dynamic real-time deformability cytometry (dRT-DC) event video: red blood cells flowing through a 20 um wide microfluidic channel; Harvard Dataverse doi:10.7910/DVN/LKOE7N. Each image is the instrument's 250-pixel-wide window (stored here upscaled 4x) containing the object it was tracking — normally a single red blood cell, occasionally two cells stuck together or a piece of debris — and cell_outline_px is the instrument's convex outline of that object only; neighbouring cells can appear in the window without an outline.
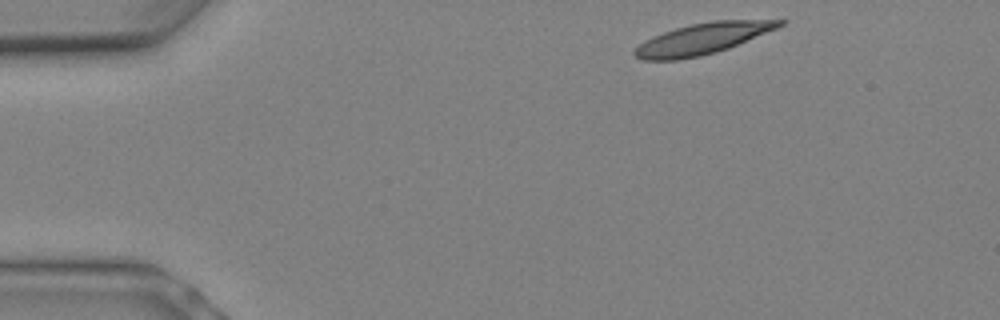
{"species": "Egyptian fruit bat (a non-hibernating species)", "species_latin": "Rousettus aegyptiacus", "temperature_condition": "warm", "stored_images_in_passage": 6, "camera_frame_rate_fps": 3000, "um_per_image_px": 0.085, "animal": {"sex": "female"}, "frame": {"image": 1, "passage_image": 1, "time_ms": 0.0, "image_size_px": [1000, 320], "cell_outline_px": [[788, 20], [784, 24], [776, 28], [728, 48], [716, 52], [700, 56], [676, 60], [644, 60], [636, 56], [632, 52], [644, 40], [652, 36], [676, 28], [692, 24], [712, 20]], "centroid_in_image_um": [59.68, 3.29], "position_along_channel_um": 25.3, "area_um2": 25.84}}
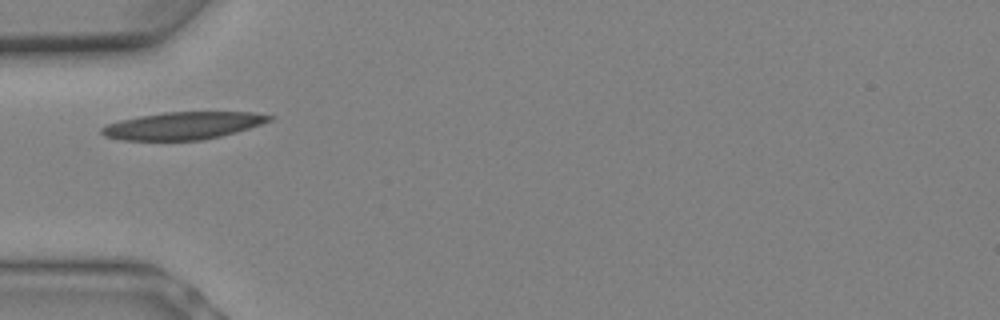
{"frame": {"image": 2, "passage_image": 5, "time_ms": 1.333, "image_size_px": [1000, 320], "cell_outline_px": [[276, 116], [272, 120], [236, 132], [204, 140], [120, 140], [104, 136], [100, 132], [100, 128], [108, 124], [120, 120], [140, 116], [164, 112], [252, 112]], "centroid_in_image_um": [15.55, 10.68], "position_along_channel_um": 69.5, "area_um2": 26.76}}